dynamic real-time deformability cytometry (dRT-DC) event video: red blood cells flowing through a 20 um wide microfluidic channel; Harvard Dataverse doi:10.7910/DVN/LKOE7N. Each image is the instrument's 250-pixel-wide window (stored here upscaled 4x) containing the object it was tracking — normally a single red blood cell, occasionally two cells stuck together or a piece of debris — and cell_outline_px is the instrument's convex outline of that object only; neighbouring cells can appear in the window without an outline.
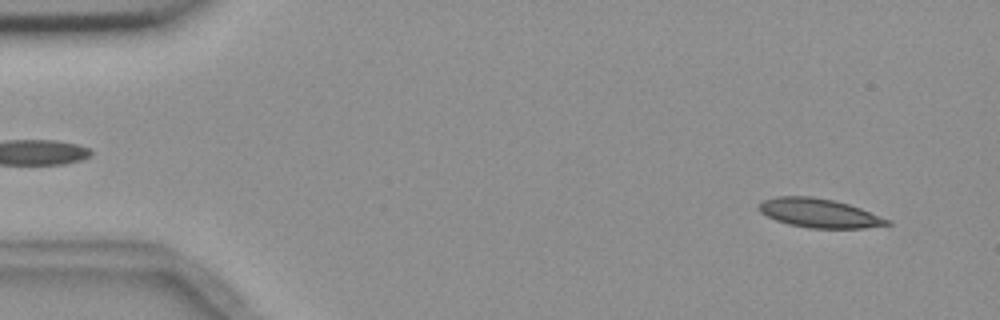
{"species": "common noctule bat (a hibernating species)", "species_latin": "Nyctalus noctula", "temperature_condition": "room temperature", "stored_images_in_passage": 6, "segment_of_instrument_passage": [2, 2], "camera_frame_rate_fps": 3000, "um_per_image_px": 0.085, "animal": {"sex": "female", "body_mass_g": 18.4}, "frame": {"image": 1, "passage_image": 6, "time_ms": 5.667, "image_size_px": [1000, 320], "cell_outline_px": [[892, 224], [864, 228], [808, 228], [788, 224], [776, 220], [760, 212], [756, 208], [764, 200], [776, 196], [812, 196], [832, 200], [848, 204], [860, 208], [892, 220]], "centroid_in_image_um": [69.64, 18.12], "position_along_channel_um": 15.4, "area_um2": 21.68}}